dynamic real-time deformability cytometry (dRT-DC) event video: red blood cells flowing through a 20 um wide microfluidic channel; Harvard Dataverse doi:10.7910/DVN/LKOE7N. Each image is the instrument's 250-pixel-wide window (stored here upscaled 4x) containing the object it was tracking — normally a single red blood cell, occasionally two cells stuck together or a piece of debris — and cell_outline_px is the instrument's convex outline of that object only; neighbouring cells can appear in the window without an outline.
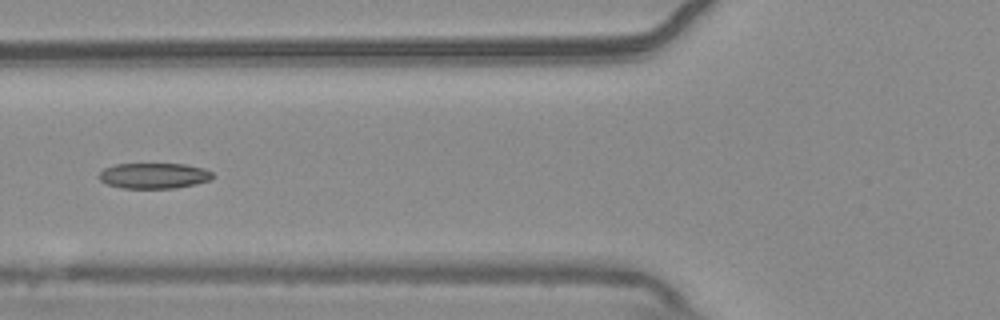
{"species": "common noctule bat (a hibernating species)", "species_latin": "Nyctalus noctula", "temperature_condition": "warm", "stored_images_in_passage": 7, "camera_frame_rate_fps": 3000, "um_per_image_px": 0.085, "animal": {"sex": "male", "body_mass_g": 20.4}, "frame": {"image": 1, "passage_image": 5, "time_ms": 1.333, "image_size_px": [1000, 320], "cell_outline_px": [[212, 176], [208, 180], [196, 184], [176, 188], [124, 188], [108, 184], [100, 180], [96, 176], [104, 168], [116, 164], [184, 164], [204, 168], [212, 172]], "centroid_in_image_um": [13.06, 14.93], "position_along_channel_um": 112.7, "area_um2": 16.88}}